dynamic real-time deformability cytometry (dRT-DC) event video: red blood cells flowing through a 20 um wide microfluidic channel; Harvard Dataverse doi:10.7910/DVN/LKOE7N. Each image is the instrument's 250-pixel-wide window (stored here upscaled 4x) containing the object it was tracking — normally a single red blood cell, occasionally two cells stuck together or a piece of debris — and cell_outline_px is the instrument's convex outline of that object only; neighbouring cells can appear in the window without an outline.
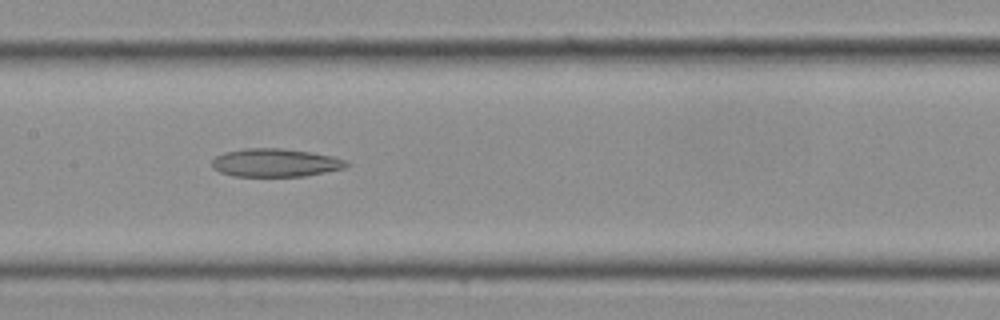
{"species": "Egyptian fruit bat (a non-hibernating species)", "species_latin": "Rousettus aegyptiacus", "temperature_condition": "cold", "stored_images_in_passage": 13, "camera_frame_rate_fps": 3000, "um_per_image_px": 0.085, "frame": {"image": 1, "passage_image": 8, "time_ms": 2.333, "image_size_px": [1000, 320], "cell_outline_px": [[352, 164], [344, 168], [304, 176], [232, 176], [220, 172], [212, 168], [212, 160], [216, 156], [224, 152], [244, 148], [280, 148], [312, 152], [332, 156], [344, 160]], "centroid_in_image_um": [23.39, 13.83], "position_along_channel_um": 184.0, "area_um2": 22.14}}
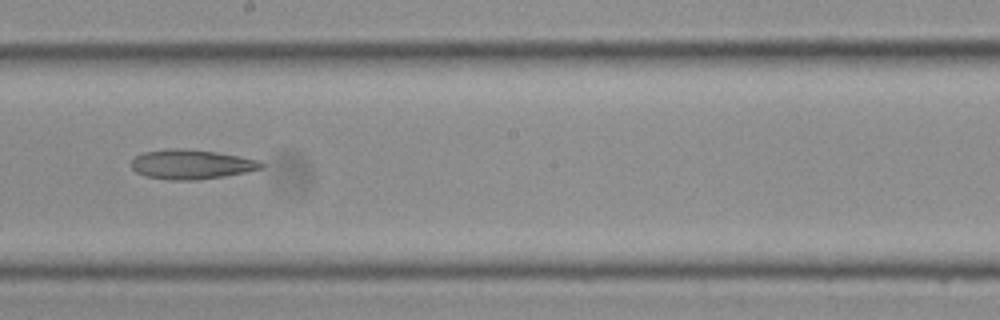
{"frame": {"image": 2, "passage_image": 10, "time_ms": 3.0, "image_size_px": [1000, 320], "cell_outline_px": [[264, 168], [224, 176], [200, 180], [168, 180], [144, 176], [136, 172], [132, 168], [132, 160], [136, 156], [144, 152], [168, 148], [180, 148], [216, 152], [260, 160], [264, 164]], "centroid_in_image_um": [16.26, 13.97], "position_along_channel_um": 231.9, "area_um2": 22.43}}
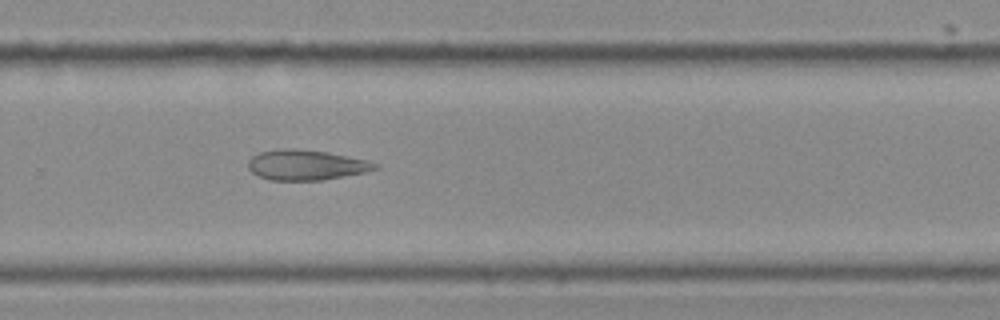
{"frame": {"image": 3, "passage_image": 13, "time_ms": 4.0, "image_size_px": [1000, 320], "cell_outline_px": [[380, 168], [368, 172], [320, 180], [268, 180], [252, 172], [248, 168], [248, 160], [252, 156], [260, 152], [280, 148], [292, 148], [328, 152], [368, 160], [380, 164]], "centroid_in_image_um": [26.06, 14.02], "position_along_channel_um": 303.7, "area_um2": 22.54}}